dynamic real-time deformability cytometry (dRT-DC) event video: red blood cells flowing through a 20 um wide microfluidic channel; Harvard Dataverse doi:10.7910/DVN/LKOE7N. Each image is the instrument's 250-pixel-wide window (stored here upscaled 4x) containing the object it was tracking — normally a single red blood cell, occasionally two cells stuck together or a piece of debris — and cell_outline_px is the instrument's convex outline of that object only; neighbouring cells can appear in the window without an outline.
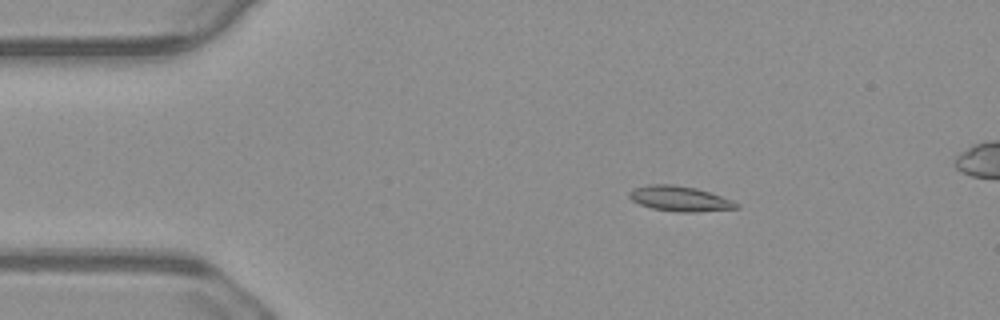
{"species": "common noctule bat (a hibernating species)", "species_latin": "Nyctalus noctula", "temperature_condition": "warm", "stored_images_in_passage": 47, "camera_frame_rate_fps": 3000, "um_per_image_px": 0.085, "animal": {"sex": "male", "body_mass_g": 23.1, "forearm_length_mm": 52.7}, "frame": {"image": 1, "passage_image": 1, "time_ms": 0.0, "image_size_px": [1000, 320], "cell_outline_px": [[740, 208], [696, 212], [680, 212], [652, 208], [640, 204], [632, 200], [628, 196], [628, 192], [632, 188], [652, 184], [672, 184], [696, 188], [732, 200], [740, 204]], "centroid_in_image_um": [57.77, 16.88], "position_along_channel_um": 27.2, "area_um2": 15.66}}
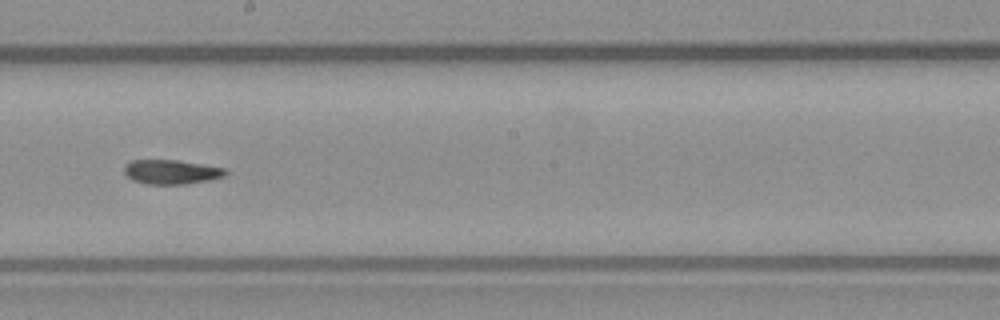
{"frame": {"image": 2, "passage_image": 22, "time_ms": 7.0, "image_size_px": [1000, 320], "cell_outline_px": [[228, 172], [224, 176], [208, 180], [184, 184], [148, 184], [132, 180], [124, 172], [124, 164], [132, 160], [176, 160], [224, 168]], "centroid_in_image_um": [14.52, 14.61], "position_along_channel_um": 233.7, "area_um2": 14.22}}
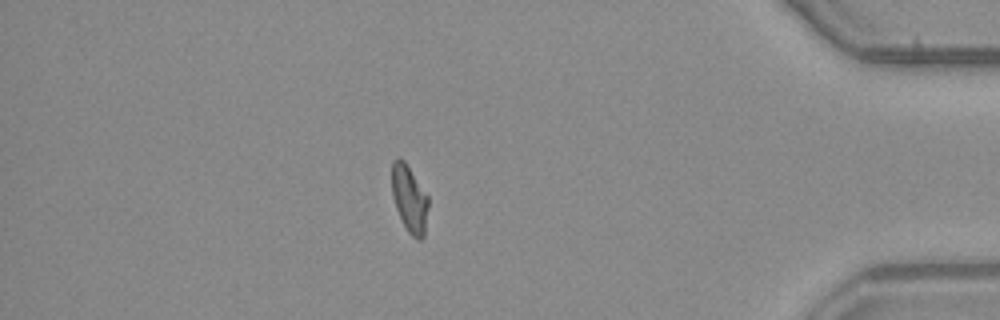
{"frame": {"image": 3, "passage_image": 39, "time_ms": 12.667, "image_size_px": [1000, 320], "cell_outline_px": [[428, 208], [424, 236], [420, 240], [412, 236], [408, 232], [396, 208], [392, 196], [392, 160], [396, 156], [400, 156], [404, 160], [428, 196]], "centroid_in_image_um": [34.79, 16.86], "position_along_channel_um": 400.4, "area_um2": 14.22}, "authors_computed_cell_mechanics": {"area_um2": 14.739, "velocity_mm_per_s": 3.7461, "shape_relaxation_time_tau1_ms": 7.4924, "shape_relaxation_time_tau2_ms": 4.951, "deformation_change_tau1": 0.203, "deformation_change_tau2": 0.1184}}